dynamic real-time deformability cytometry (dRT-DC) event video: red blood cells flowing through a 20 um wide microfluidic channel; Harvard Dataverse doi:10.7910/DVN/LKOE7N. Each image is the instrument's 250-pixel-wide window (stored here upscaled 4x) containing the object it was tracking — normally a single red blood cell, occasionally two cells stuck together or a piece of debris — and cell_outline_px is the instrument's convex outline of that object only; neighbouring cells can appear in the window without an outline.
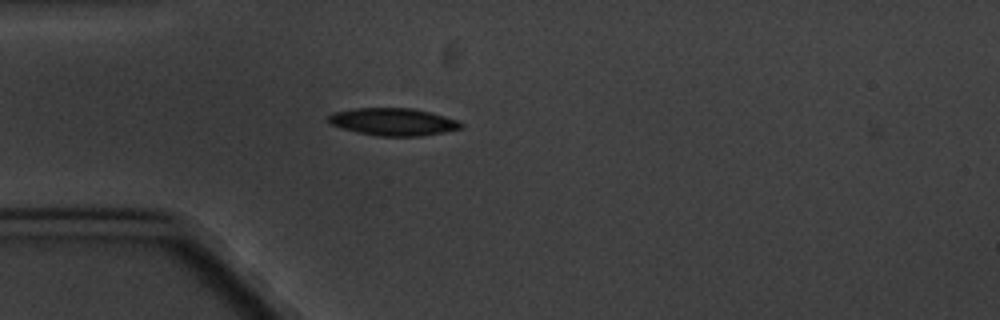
{"species": "common noctule bat (a hibernating species)", "species_latin": "Nyctalus noctula", "temperature_condition": "cold", "stored_images_in_passage": 2, "camera_frame_rate_fps": 3000, "um_per_image_px": 0.085, "animal": {"sex": "male", "body_mass_g": 20.1, "forearm_length_mm": 53.5}, "frame": {"image": 1, "passage_image": 1, "time_ms": 0.0, "image_size_px": [1000, 320], "cell_outline_px": [[464, 128], [444, 132], [420, 136], [380, 136], [356, 132], [340, 128], [332, 124], [328, 120], [328, 116], [336, 112], [356, 108], [412, 108], [432, 112], [456, 120], [464, 124]], "centroid_in_image_um": [33.46, 10.36], "position_along_channel_um": 51.5, "area_um2": 21.15}}